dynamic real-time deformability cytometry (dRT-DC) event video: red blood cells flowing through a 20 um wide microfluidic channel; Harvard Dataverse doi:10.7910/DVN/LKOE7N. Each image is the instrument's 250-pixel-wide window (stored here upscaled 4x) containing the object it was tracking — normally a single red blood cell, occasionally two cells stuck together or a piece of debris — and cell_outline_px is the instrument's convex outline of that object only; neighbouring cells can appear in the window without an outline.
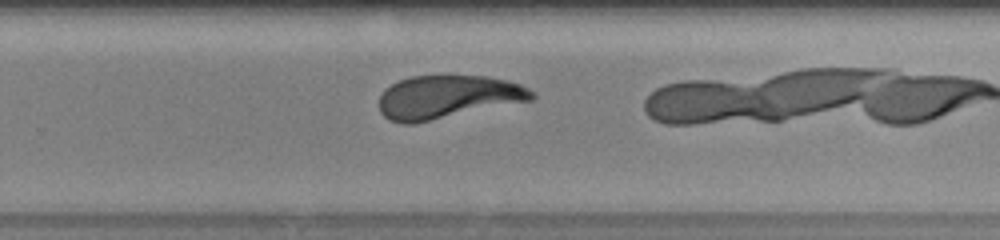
{"species": "human", "species_latin": "Homo sapiens", "temperature_condition": "warm", "stored_images_in_passage": 21, "camera_frame_rate_fps": 3000, "um_per_image_px": 0.085, "donor": {"sex": "female"}, "frame": {"image": 1, "passage_image": 15, "time_ms": 4.667, "image_size_px": [1000, 240], "cell_outline_px": [[536, 96], [532, 100], [412, 124], [400, 124], [388, 120], [380, 112], [380, 96], [384, 88], [400, 80], [412, 76], [488, 76], [508, 80], [520, 84], [536, 92]], "centroid_in_image_um": [38.05, 8.24], "position_along_channel_um": 291.7, "area_um2": 38.55}}